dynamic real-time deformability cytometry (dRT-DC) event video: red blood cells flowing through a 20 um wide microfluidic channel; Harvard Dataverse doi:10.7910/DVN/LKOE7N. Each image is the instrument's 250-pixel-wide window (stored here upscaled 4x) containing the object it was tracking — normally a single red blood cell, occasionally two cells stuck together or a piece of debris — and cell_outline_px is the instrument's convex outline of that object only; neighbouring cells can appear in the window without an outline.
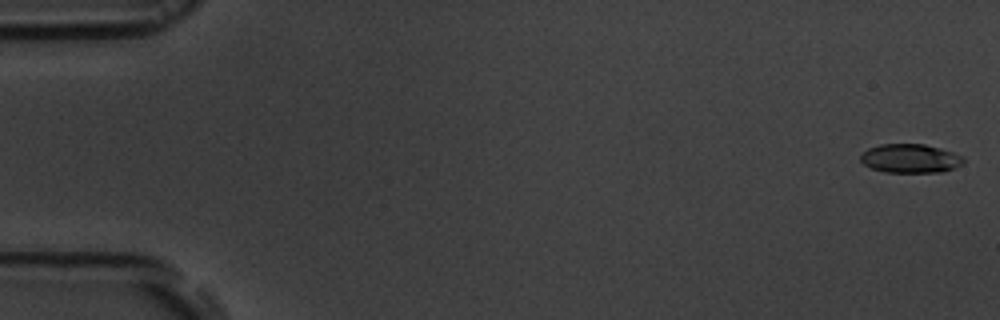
{"species": "common noctule bat (a hibernating species)", "species_latin": "Nyctalus noctula", "temperature_condition": "room temperature", "stored_images_in_passage": 56, "camera_frame_rate_fps": 3000, "um_per_image_px": 0.085, "animal": {"sex": "male", "body_mass_g": 19.5, "forearm_length_mm": 54.6}, "frame": {"image": 1, "passage_image": 1, "time_ms": 0.0, "image_size_px": [1000, 320], "cell_outline_px": [[964, 160], [960, 164], [944, 172], [884, 172], [872, 168], [864, 164], [860, 160], [860, 156], [868, 148], [880, 144], [924, 144], [940, 148], [964, 156]], "centroid_in_image_um": [77.36, 13.46], "position_along_channel_um": 7.6, "area_um2": 17.22}}
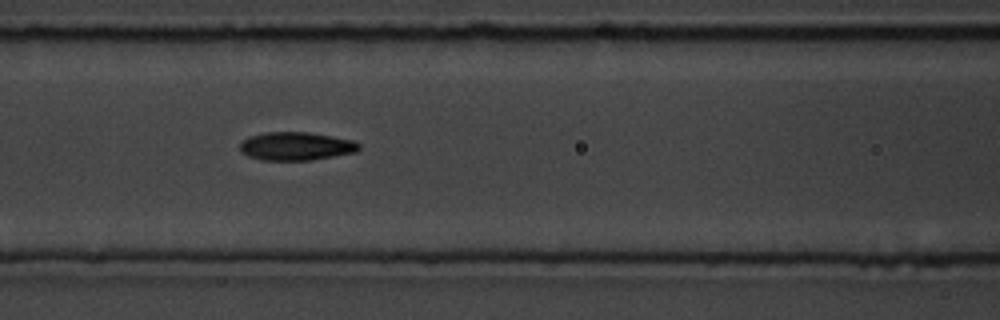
{"frame": {"image": 2, "passage_image": 24, "time_ms": 7.667, "image_size_px": [1000, 320], "cell_outline_px": [[360, 148], [356, 152], [312, 160], [264, 160], [248, 156], [240, 152], [240, 144], [248, 136], [264, 132], [308, 132], [332, 136], [352, 140], [360, 144]], "centroid_in_image_um": [25.15, 12.42], "position_along_channel_um": 141.4, "area_um2": 19.65}}
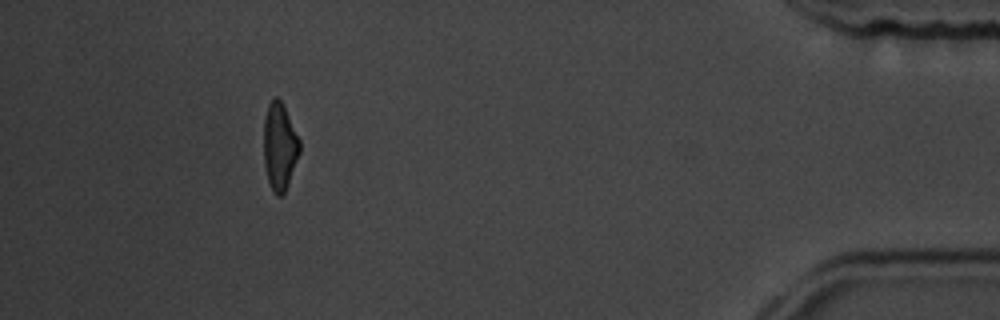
{"frame": {"image": 3, "passage_image": 51, "time_ms": 16.667, "image_size_px": [1000, 320], "cell_outline_px": [[300, 152], [288, 184], [284, 192], [280, 196], [276, 196], [272, 192], [268, 180], [264, 164], [264, 116], [268, 104], [276, 96], [284, 104], [300, 140]], "centroid_in_image_um": [23.77, 12.43], "position_along_channel_um": 411.4, "area_um2": 18.38}, "authors_computed_cell_mechanics": {"area_um2": 18.9584, "velocity_mm_per_s": 3.6687, "shape_relaxation_time_tau1_ms": 4.3678, "shape_relaxation_time_tau2_ms": 2.337, "deformation_change_tau1": 0.1778, "deformation_change_tau2": 0.0851}}